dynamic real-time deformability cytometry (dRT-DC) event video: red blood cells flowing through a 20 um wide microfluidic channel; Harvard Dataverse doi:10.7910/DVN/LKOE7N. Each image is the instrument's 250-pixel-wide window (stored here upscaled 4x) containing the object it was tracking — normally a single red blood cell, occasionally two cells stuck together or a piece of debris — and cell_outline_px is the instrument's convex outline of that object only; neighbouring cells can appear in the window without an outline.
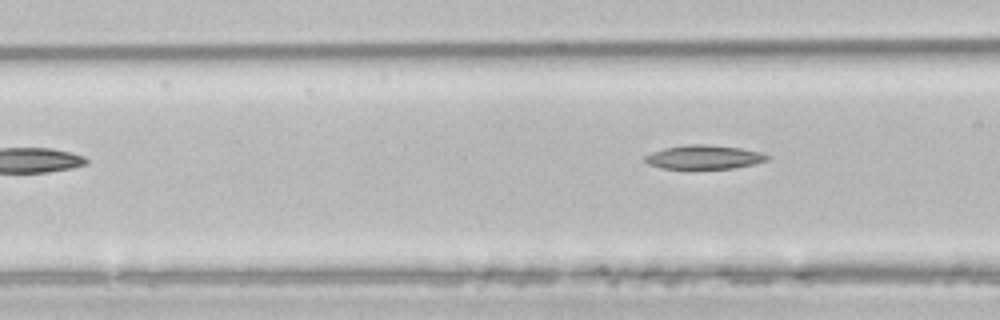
{"species": "common noctule bat (a hibernating species)", "species_latin": "Nyctalus noctula", "temperature_condition": "room temperature", "stored_images_in_passage": 3, "camera_frame_rate_fps": 3000, "um_per_image_px": 0.085, "animal": {"sex": "male", "body_mass_g": 21.5, "forearm_length_mm": 52.0}, "frame": {"image": 1, "passage_image": 3, "time_ms": 0.667, "image_size_px": [1000, 320], "cell_outline_px": [[772, 156], [768, 160], [752, 164], [732, 168], [660, 168], [648, 164], [644, 160], [644, 156], [652, 152], [664, 148], [688, 144], [704, 144], [740, 148], [760, 152]], "centroid_in_image_um": [59.83, 13.35], "position_along_channel_um": 106.8, "area_um2": 16.88}}